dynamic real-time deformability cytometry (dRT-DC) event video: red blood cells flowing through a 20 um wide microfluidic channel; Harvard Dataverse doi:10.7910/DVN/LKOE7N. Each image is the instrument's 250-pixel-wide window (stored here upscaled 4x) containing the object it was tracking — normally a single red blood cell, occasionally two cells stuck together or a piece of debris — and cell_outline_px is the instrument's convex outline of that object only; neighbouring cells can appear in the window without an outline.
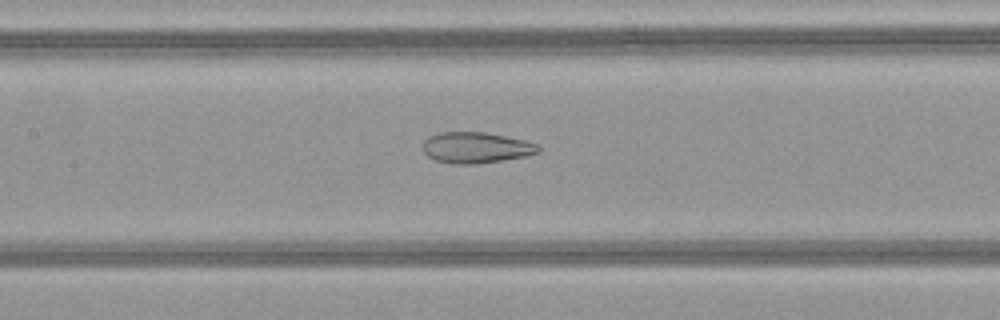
{"species": "common noctule bat (a hibernating species)", "species_latin": "Nyctalus noctula", "temperature_condition": "warm", "stored_images_in_passage": 44, "camera_frame_rate_fps": 3000, "um_per_image_px": 0.085, "animal": {"sex": "female", "body_mass_g": 21.9}, "frame": {"image": 1, "passage_image": 18, "time_ms": 5.667, "image_size_px": [1000, 320], "cell_outline_px": [[540, 152], [524, 156], [476, 164], [452, 164], [436, 160], [428, 156], [420, 148], [424, 140], [428, 136], [440, 132], [484, 132], [524, 140], [536, 144], [540, 148]], "centroid_in_image_um": [40.39, 12.54], "position_along_channel_um": 167.0, "area_um2": 20.81}}
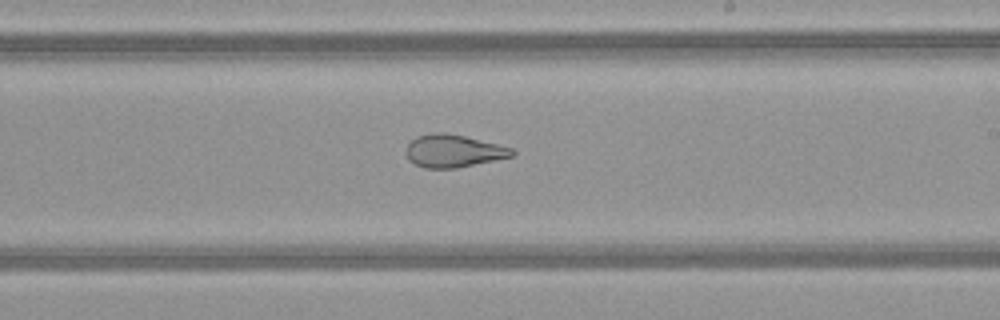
{"frame": {"image": 2, "passage_image": 24, "time_ms": 7.667, "image_size_px": [1000, 320], "cell_outline_px": [[516, 152], [512, 156], [496, 160], [456, 168], [424, 168], [408, 160], [404, 152], [404, 148], [416, 136], [432, 132], [444, 132], [464, 136], [512, 148]], "centroid_in_image_um": [38.48, 12.83], "position_along_channel_um": 250.5, "area_um2": 20.23}}
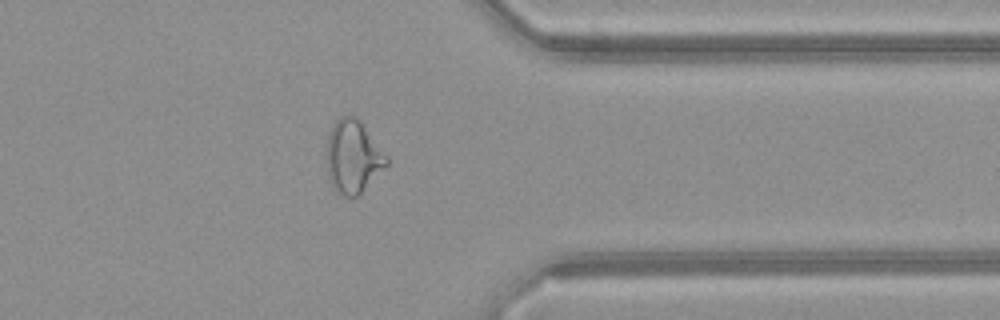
{"frame": {"image": 3, "passage_image": 34, "time_ms": 11.0, "image_size_px": [1000, 320], "cell_outline_px": [[388, 164], [356, 196], [344, 196], [336, 192], [332, 184], [328, 172], [324, 152], [328, 136], [332, 124], [340, 116], [356, 116], [360, 120], [388, 156]], "centroid_in_image_um": [29.97, 13.27], "position_along_channel_um": 381.4, "area_um2": 25.49}, "authors_computed_cell_mechanics": {"area_um2": 25.9811, "velocity_mm_per_s": 4.1913, "shape_relaxation_time_tau1_ms": null, "shape_relaxation_time_tau2_ms": 1.9531, "deformation_change_tau1": null, "deformation_change_tau2": 0.099}}